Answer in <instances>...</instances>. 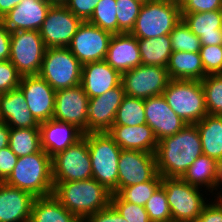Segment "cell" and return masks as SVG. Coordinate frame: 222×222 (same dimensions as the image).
I'll return each mask as SVG.
<instances>
[{
  "label": "cell",
  "mask_w": 222,
  "mask_h": 222,
  "mask_svg": "<svg viewBox=\"0 0 222 222\" xmlns=\"http://www.w3.org/2000/svg\"><path fill=\"white\" fill-rule=\"evenodd\" d=\"M202 154L199 131L195 124H188L176 134L158 141L155 152L157 172L161 177L182 178Z\"/></svg>",
  "instance_id": "cell-1"
},
{
  "label": "cell",
  "mask_w": 222,
  "mask_h": 222,
  "mask_svg": "<svg viewBox=\"0 0 222 222\" xmlns=\"http://www.w3.org/2000/svg\"><path fill=\"white\" fill-rule=\"evenodd\" d=\"M53 184L52 195L81 221L111 204L112 193L93 178Z\"/></svg>",
  "instance_id": "cell-2"
},
{
  "label": "cell",
  "mask_w": 222,
  "mask_h": 222,
  "mask_svg": "<svg viewBox=\"0 0 222 222\" xmlns=\"http://www.w3.org/2000/svg\"><path fill=\"white\" fill-rule=\"evenodd\" d=\"M6 184L30 192L35 197L52 195V158L42 149L40 152L19 157Z\"/></svg>",
  "instance_id": "cell-3"
},
{
  "label": "cell",
  "mask_w": 222,
  "mask_h": 222,
  "mask_svg": "<svg viewBox=\"0 0 222 222\" xmlns=\"http://www.w3.org/2000/svg\"><path fill=\"white\" fill-rule=\"evenodd\" d=\"M88 142L92 178L112 194L118 192V161L121 148L108 132H91L83 136Z\"/></svg>",
  "instance_id": "cell-4"
},
{
  "label": "cell",
  "mask_w": 222,
  "mask_h": 222,
  "mask_svg": "<svg viewBox=\"0 0 222 222\" xmlns=\"http://www.w3.org/2000/svg\"><path fill=\"white\" fill-rule=\"evenodd\" d=\"M182 20L180 4L174 0H151L143 3L131 34L137 39L169 35Z\"/></svg>",
  "instance_id": "cell-5"
},
{
  "label": "cell",
  "mask_w": 222,
  "mask_h": 222,
  "mask_svg": "<svg viewBox=\"0 0 222 222\" xmlns=\"http://www.w3.org/2000/svg\"><path fill=\"white\" fill-rule=\"evenodd\" d=\"M161 186L166 192L172 222H194L211 200L207 190L190 185L182 178L163 177Z\"/></svg>",
  "instance_id": "cell-6"
},
{
  "label": "cell",
  "mask_w": 222,
  "mask_h": 222,
  "mask_svg": "<svg viewBox=\"0 0 222 222\" xmlns=\"http://www.w3.org/2000/svg\"><path fill=\"white\" fill-rule=\"evenodd\" d=\"M162 95L187 125L196 124L208 115L201 81L171 79Z\"/></svg>",
  "instance_id": "cell-7"
},
{
  "label": "cell",
  "mask_w": 222,
  "mask_h": 222,
  "mask_svg": "<svg viewBox=\"0 0 222 222\" xmlns=\"http://www.w3.org/2000/svg\"><path fill=\"white\" fill-rule=\"evenodd\" d=\"M82 64L68 47L46 48L38 73L55 91L80 85Z\"/></svg>",
  "instance_id": "cell-8"
},
{
  "label": "cell",
  "mask_w": 222,
  "mask_h": 222,
  "mask_svg": "<svg viewBox=\"0 0 222 222\" xmlns=\"http://www.w3.org/2000/svg\"><path fill=\"white\" fill-rule=\"evenodd\" d=\"M45 50L39 31L11 32L9 61L22 77L38 75Z\"/></svg>",
  "instance_id": "cell-9"
},
{
  "label": "cell",
  "mask_w": 222,
  "mask_h": 222,
  "mask_svg": "<svg viewBox=\"0 0 222 222\" xmlns=\"http://www.w3.org/2000/svg\"><path fill=\"white\" fill-rule=\"evenodd\" d=\"M92 178L88 142L83 137L52 157L53 182L81 181Z\"/></svg>",
  "instance_id": "cell-10"
},
{
  "label": "cell",
  "mask_w": 222,
  "mask_h": 222,
  "mask_svg": "<svg viewBox=\"0 0 222 222\" xmlns=\"http://www.w3.org/2000/svg\"><path fill=\"white\" fill-rule=\"evenodd\" d=\"M170 80L166 68L150 65H139L121 76L125 95L141 99L162 95Z\"/></svg>",
  "instance_id": "cell-11"
},
{
  "label": "cell",
  "mask_w": 222,
  "mask_h": 222,
  "mask_svg": "<svg viewBox=\"0 0 222 222\" xmlns=\"http://www.w3.org/2000/svg\"><path fill=\"white\" fill-rule=\"evenodd\" d=\"M82 22L65 5H52L39 30L45 47H68Z\"/></svg>",
  "instance_id": "cell-12"
},
{
  "label": "cell",
  "mask_w": 222,
  "mask_h": 222,
  "mask_svg": "<svg viewBox=\"0 0 222 222\" xmlns=\"http://www.w3.org/2000/svg\"><path fill=\"white\" fill-rule=\"evenodd\" d=\"M112 33L87 21L82 22L68 49L82 65L105 60Z\"/></svg>",
  "instance_id": "cell-13"
},
{
  "label": "cell",
  "mask_w": 222,
  "mask_h": 222,
  "mask_svg": "<svg viewBox=\"0 0 222 222\" xmlns=\"http://www.w3.org/2000/svg\"><path fill=\"white\" fill-rule=\"evenodd\" d=\"M118 170V191L150 181L158 173L155 153L122 149Z\"/></svg>",
  "instance_id": "cell-14"
},
{
  "label": "cell",
  "mask_w": 222,
  "mask_h": 222,
  "mask_svg": "<svg viewBox=\"0 0 222 222\" xmlns=\"http://www.w3.org/2000/svg\"><path fill=\"white\" fill-rule=\"evenodd\" d=\"M89 97L81 85L61 89L55 93L53 119L71 123L84 134L88 133Z\"/></svg>",
  "instance_id": "cell-15"
},
{
  "label": "cell",
  "mask_w": 222,
  "mask_h": 222,
  "mask_svg": "<svg viewBox=\"0 0 222 222\" xmlns=\"http://www.w3.org/2000/svg\"><path fill=\"white\" fill-rule=\"evenodd\" d=\"M18 88L22 91L29 111L39 122L53 118L56 91L39 75L23 76Z\"/></svg>",
  "instance_id": "cell-16"
},
{
  "label": "cell",
  "mask_w": 222,
  "mask_h": 222,
  "mask_svg": "<svg viewBox=\"0 0 222 222\" xmlns=\"http://www.w3.org/2000/svg\"><path fill=\"white\" fill-rule=\"evenodd\" d=\"M125 92L122 84L106 93L89 98L88 102V133L107 132L114 123Z\"/></svg>",
  "instance_id": "cell-17"
},
{
  "label": "cell",
  "mask_w": 222,
  "mask_h": 222,
  "mask_svg": "<svg viewBox=\"0 0 222 222\" xmlns=\"http://www.w3.org/2000/svg\"><path fill=\"white\" fill-rule=\"evenodd\" d=\"M146 124L159 141L182 130L187 124L168 105L163 95L144 99Z\"/></svg>",
  "instance_id": "cell-18"
},
{
  "label": "cell",
  "mask_w": 222,
  "mask_h": 222,
  "mask_svg": "<svg viewBox=\"0 0 222 222\" xmlns=\"http://www.w3.org/2000/svg\"><path fill=\"white\" fill-rule=\"evenodd\" d=\"M52 5L46 0H21L0 21L10 31H39Z\"/></svg>",
  "instance_id": "cell-19"
},
{
  "label": "cell",
  "mask_w": 222,
  "mask_h": 222,
  "mask_svg": "<svg viewBox=\"0 0 222 222\" xmlns=\"http://www.w3.org/2000/svg\"><path fill=\"white\" fill-rule=\"evenodd\" d=\"M42 149L52 158L58 152L74 145L84 136V132L71 123L50 119L40 123Z\"/></svg>",
  "instance_id": "cell-20"
},
{
  "label": "cell",
  "mask_w": 222,
  "mask_h": 222,
  "mask_svg": "<svg viewBox=\"0 0 222 222\" xmlns=\"http://www.w3.org/2000/svg\"><path fill=\"white\" fill-rule=\"evenodd\" d=\"M35 199L30 192L0 182V222H30Z\"/></svg>",
  "instance_id": "cell-21"
},
{
  "label": "cell",
  "mask_w": 222,
  "mask_h": 222,
  "mask_svg": "<svg viewBox=\"0 0 222 222\" xmlns=\"http://www.w3.org/2000/svg\"><path fill=\"white\" fill-rule=\"evenodd\" d=\"M105 61L121 75L141 65L137 38L131 33L113 34L109 41Z\"/></svg>",
  "instance_id": "cell-22"
},
{
  "label": "cell",
  "mask_w": 222,
  "mask_h": 222,
  "mask_svg": "<svg viewBox=\"0 0 222 222\" xmlns=\"http://www.w3.org/2000/svg\"><path fill=\"white\" fill-rule=\"evenodd\" d=\"M121 76L105 60L95 61L82 66L80 85L87 96L93 98L119 86Z\"/></svg>",
  "instance_id": "cell-23"
},
{
  "label": "cell",
  "mask_w": 222,
  "mask_h": 222,
  "mask_svg": "<svg viewBox=\"0 0 222 222\" xmlns=\"http://www.w3.org/2000/svg\"><path fill=\"white\" fill-rule=\"evenodd\" d=\"M0 122L10 128H39L40 123L28 109L22 91L17 88L0 94Z\"/></svg>",
  "instance_id": "cell-24"
},
{
  "label": "cell",
  "mask_w": 222,
  "mask_h": 222,
  "mask_svg": "<svg viewBox=\"0 0 222 222\" xmlns=\"http://www.w3.org/2000/svg\"><path fill=\"white\" fill-rule=\"evenodd\" d=\"M182 20L202 46L222 45V9L181 14Z\"/></svg>",
  "instance_id": "cell-25"
},
{
  "label": "cell",
  "mask_w": 222,
  "mask_h": 222,
  "mask_svg": "<svg viewBox=\"0 0 222 222\" xmlns=\"http://www.w3.org/2000/svg\"><path fill=\"white\" fill-rule=\"evenodd\" d=\"M107 132L121 149L148 153H155L157 150L158 140L147 124L112 126Z\"/></svg>",
  "instance_id": "cell-26"
},
{
  "label": "cell",
  "mask_w": 222,
  "mask_h": 222,
  "mask_svg": "<svg viewBox=\"0 0 222 222\" xmlns=\"http://www.w3.org/2000/svg\"><path fill=\"white\" fill-rule=\"evenodd\" d=\"M166 69L173 80L202 81L207 76L200 53L173 51Z\"/></svg>",
  "instance_id": "cell-27"
},
{
  "label": "cell",
  "mask_w": 222,
  "mask_h": 222,
  "mask_svg": "<svg viewBox=\"0 0 222 222\" xmlns=\"http://www.w3.org/2000/svg\"><path fill=\"white\" fill-rule=\"evenodd\" d=\"M196 127L202 145V152L216 161L222 159V116L206 115Z\"/></svg>",
  "instance_id": "cell-28"
},
{
  "label": "cell",
  "mask_w": 222,
  "mask_h": 222,
  "mask_svg": "<svg viewBox=\"0 0 222 222\" xmlns=\"http://www.w3.org/2000/svg\"><path fill=\"white\" fill-rule=\"evenodd\" d=\"M30 222H82L69 212L53 195L36 197Z\"/></svg>",
  "instance_id": "cell-29"
},
{
  "label": "cell",
  "mask_w": 222,
  "mask_h": 222,
  "mask_svg": "<svg viewBox=\"0 0 222 222\" xmlns=\"http://www.w3.org/2000/svg\"><path fill=\"white\" fill-rule=\"evenodd\" d=\"M217 161L207 155H200L188 168L182 179L190 185L197 186L216 197ZM215 191V192H214Z\"/></svg>",
  "instance_id": "cell-30"
},
{
  "label": "cell",
  "mask_w": 222,
  "mask_h": 222,
  "mask_svg": "<svg viewBox=\"0 0 222 222\" xmlns=\"http://www.w3.org/2000/svg\"><path fill=\"white\" fill-rule=\"evenodd\" d=\"M137 41L141 55V65L167 67L169 57L173 52L169 35L137 39Z\"/></svg>",
  "instance_id": "cell-31"
},
{
  "label": "cell",
  "mask_w": 222,
  "mask_h": 222,
  "mask_svg": "<svg viewBox=\"0 0 222 222\" xmlns=\"http://www.w3.org/2000/svg\"><path fill=\"white\" fill-rule=\"evenodd\" d=\"M9 147L18 158L40 152V128H11Z\"/></svg>",
  "instance_id": "cell-32"
},
{
  "label": "cell",
  "mask_w": 222,
  "mask_h": 222,
  "mask_svg": "<svg viewBox=\"0 0 222 222\" xmlns=\"http://www.w3.org/2000/svg\"><path fill=\"white\" fill-rule=\"evenodd\" d=\"M146 124L144 99L125 95L116 112L113 126Z\"/></svg>",
  "instance_id": "cell-33"
},
{
  "label": "cell",
  "mask_w": 222,
  "mask_h": 222,
  "mask_svg": "<svg viewBox=\"0 0 222 222\" xmlns=\"http://www.w3.org/2000/svg\"><path fill=\"white\" fill-rule=\"evenodd\" d=\"M162 178L157 173L150 181L121 188L116 194L126 202L145 206L146 202L161 186Z\"/></svg>",
  "instance_id": "cell-34"
},
{
  "label": "cell",
  "mask_w": 222,
  "mask_h": 222,
  "mask_svg": "<svg viewBox=\"0 0 222 222\" xmlns=\"http://www.w3.org/2000/svg\"><path fill=\"white\" fill-rule=\"evenodd\" d=\"M116 0H100L87 21L112 34L118 33Z\"/></svg>",
  "instance_id": "cell-35"
},
{
  "label": "cell",
  "mask_w": 222,
  "mask_h": 222,
  "mask_svg": "<svg viewBox=\"0 0 222 222\" xmlns=\"http://www.w3.org/2000/svg\"><path fill=\"white\" fill-rule=\"evenodd\" d=\"M201 84L208 115L222 116V74L207 75Z\"/></svg>",
  "instance_id": "cell-36"
},
{
  "label": "cell",
  "mask_w": 222,
  "mask_h": 222,
  "mask_svg": "<svg viewBox=\"0 0 222 222\" xmlns=\"http://www.w3.org/2000/svg\"><path fill=\"white\" fill-rule=\"evenodd\" d=\"M173 51L199 53L201 41L181 20L169 34Z\"/></svg>",
  "instance_id": "cell-37"
},
{
  "label": "cell",
  "mask_w": 222,
  "mask_h": 222,
  "mask_svg": "<svg viewBox=\"0 0 222 222\" xmlns=\"http://www.w3.org/2000/svg\"><path fill=\"white\" fill-rule=\"evenodd\" d=\"M143 3L136 0H116L118 33H130Z\"/></svg>",
  "instance_id": "cell-38"
},
{
  "label": "cell",
  "mask_w": 222,
  "mask_h": 222,
  "mask_svg": "<svg viewBox=\"0 0 222 222\" xmlns=\"http://www.w3.org/2000/svg\"><path fill=\"white\" fill-rule=\"evenodd\" d=\"M144 207L151 222H172V213L162 186L156 190Z\"/></svg>",
  "instance_id": "cell-39"
},
{
  "label": "cell",
  "mask_w": 222,
  "mask_h": 222,
  "mask_svg": "<svg viewBox=\"0 0 222 222\" xmlns=\"http://www.w3.org/2000/svg\"><path fill=\"white\" fill-rule=\"evenodd\" d=\"M111 205L128 222H151L144 206L122 200L117 194L111 195Z\"/></svg>",
  "instance_id": "cell-40"
},
{
  "label": "cell",
  "mask_w": 222,
  "mask_h": 222,
  "mask_svg": "<svg viewBox=\"0 0 222 222\" xmlns=\"http://www.w3.org/2000/svg\"><path fill=\"white\" fill-rule=\"evenodd\" d=\"M199 53L206 75L222 74V45L201 46Z\"/></svg>",
  "instance_id": "cell-41"
},
{
  "label": "cell",
  "mask_w": 222,
  "mask_h": 222,
  "mask_svg": "<svg viewBox=\"0 0 222 222\" xmlns=\"http://www.w3.org/2000/svg\"><path fill=\"white\" fill-rule=\"evenodd\" d=\"M22 76L17 68L9 61H0V94L17 89Z\"/></svg>",
  "instance_id": "cell-42"
},
{
  "label": "cell",
  "mask_w": 222,
  "mask_h": 222,
  "mask_svg": "<svg viewBox=\"0 0 222 222\" xmlns=\"http://www.w3.org/2000/svg\"><path fill=\"white\" fill-rule=\"evenodd\" d=\"M181 14L222 9V0H180Z\"/></svg>",
  "instance_id": "cell-43"
},
{
  "label": "cell",
  "mask_w": 222,
  "mask_h": 222,
  "mask_svg": "<svg viewBox=\"0 0 222 222\" xmlns=\"http://www.w3.org/2000/svg\"><path fill=\"white\" fill-rule=\"evenodd\" d=\"M100 0H68L65 6L83 22L88 21Z\"/></svg>",
  "instance_id": "cell-44"
},
{
  "label": "cell",
  "mask_w": 222,
  "mask_h": 222,
  "mask_svg": "<svg viewBox=\"0 0 222 222\" xmlns=\"http://www.w3.org/2000/svg\"><path fill=\"white\" fill-rule=\"evenodd\" d=\"M194 222H222V197H212Z\"/></svg>",
  "instance_id": "cell-45"
},
{
  "label": "cell",
  "mask_w": 222,
  "mask_h": 222,
  "mask_svg": "<svg viewBox=\"0 0 222 222\" xmlns=\"http://www.w3.org/2000/svg\"><path fill=\"white\" fill-rule=\"evenodd\" d=\"M18 157L9 146L0 150V182H4L12 173L17 164Z\"/></svg>",
  "instance_id": "cell-46"
},
{
  "label": "cell",
  "mask_w": 222,
  "mask_h": 222,
  "mask_svg": "<svg viewBox=\"0 0 222 222\" xmlns=\"http://www.w3.org/2000/svg\"><path fill=\"white\" fill-rule=\"evenodd\" d=\"M82 222H128L121 214L110 204L107 208L86 217Z\"/></svg>",
  "instance_id": "cell-47"
},
{
  "label": "cell",
  "mask_w": 222,
  "mask_h": 222,
  "mask_svg": "<svg viewBox=\"0 0 222 222\" xmlns=\"http://www.w3.org/2000/svg\"><path fill=\"white\" fill-rule=\"evenodd\" d=\"M11 32L0 21V61L9 60Z\"/></svg>",
  "instance_id": "cell-48"
},
{
  "label": "cell",
  "mask_w": 222,
  "mask_h": 222,
  "mask_svg": "<svg viewBox=\"0 0 222 222\" xmlns=\"http://www.w3.org/2000/svg\"><path fill=\"white\" fill-rule=\"evenodd\" d=\"M10 129L5 122H0V150L9 146Z\"/></svg>",
  "instance_id": "cell-49"
},
{
  "label": "cell",
  "mask_w": 222,
  "mask_h": 222,
  "mask_svg": "<svg viewBox=\"0 0 222 222\" xmlns=\"http://www.w3.org/2000/svg\"><path fill=\"white\" fill-rule=\"evenodd\" d=\"M21 0H0V19L16 7Z\"/></svg>",
  "instance_id": "cell-50"
},
{
  "label": "cell",
  "mask_w": 222,
  "mask_h": 222,
  "mask_svg": "<svg viewBox=\"0 0 222 222\" xmlns=\"http://www.w3.org/2000/svg\"><path fill=\"white\" fill-rule=\"evenodd\" d=\"M222 159L217 161L216 169V197H222ZM221 187V188H220Z\"/></svg>",
  "instance_id": "cell-51"
},
{
  "label": "cell",
  "mask_w": 222,
  "mask_h": 222,
  "mask_svg": "<svg viewBox=\"0 0 222 222\" xmlns=\"http://www.w3.org/2000/svg\"><path fill=\"white\" fill-rule=\"evenodd\" d=\"M51 5H65L68 0H46Z\"/></svg>",
  "instance_id": "cell-52"
},
{
  "label": "cell",
  "mask_w": 222,
  "mask_h": 222,
  "mask_svg": "<svg viewBox=\"0 0 222 222\" xmlns=\"http://www.w3.org/2000/svg\"><path fill=\"white\" fill-rule=\"evenodd\" d=\"M136 1H139L141 3H146V2L151 1V0H136Z\"/></svg>",
  "instance_id": "cell-53"
}]
</instances>
